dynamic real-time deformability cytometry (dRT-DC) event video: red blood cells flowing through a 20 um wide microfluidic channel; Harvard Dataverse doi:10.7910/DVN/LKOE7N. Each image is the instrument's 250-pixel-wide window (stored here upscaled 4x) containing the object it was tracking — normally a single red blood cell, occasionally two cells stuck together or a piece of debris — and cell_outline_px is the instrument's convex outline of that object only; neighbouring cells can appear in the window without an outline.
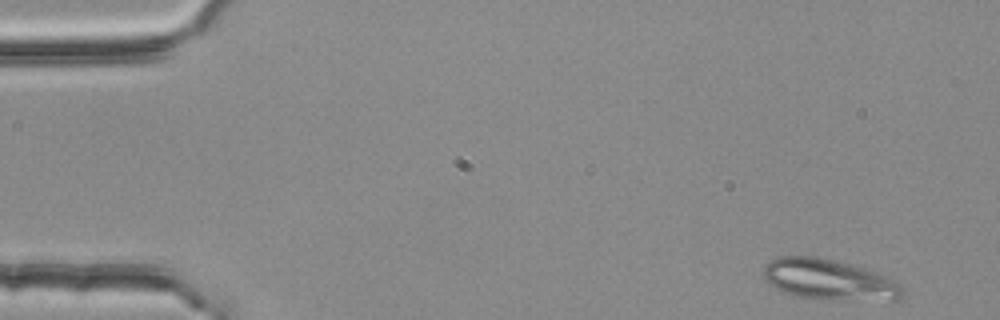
{"species": "common noctule bat (a hibernating species)", "species_latin": "Nyctalus noctula", "temperature_condition": "room temperature", "stored_images_in_passage": 6, "camera_frame_rate_fps": 3000, "um_per_image_px": 0.085, "animal": {"sex": "female", "body_mass_g": 25.1}, "frame": {"image": 1, "passage_image": 1, "time_ms": 0.0, "image_size_px": [1000, 320], "cell_outline_px": [[908, 296], [900, 300], [832, 300], [792, 296], [768, 284], [764, 280], [764, 264], [780, 256], [816, 256], [836, 260], [852, 264], [888, 276], [900, 284], [904, 288]], "centroid_in_image_um": [70.53, 23.79], "position_along_channel_um": 14.5, "area_um2": 33.76}}